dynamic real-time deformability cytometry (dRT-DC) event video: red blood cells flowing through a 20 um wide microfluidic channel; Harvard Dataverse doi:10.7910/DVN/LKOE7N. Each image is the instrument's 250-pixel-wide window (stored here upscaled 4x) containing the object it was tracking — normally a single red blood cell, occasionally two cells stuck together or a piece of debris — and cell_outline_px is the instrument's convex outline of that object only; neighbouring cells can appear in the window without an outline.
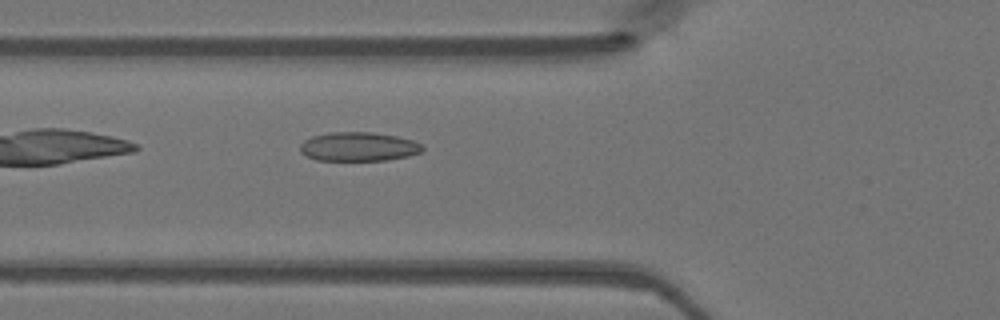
{"species": "Egyptian fruit bat (a non-hibernating species)", "species_latin": "Rousettus aegyptiacus", "temperature_condition": "warm", "stored_images_in_passage": 35, "camera_frame_rate_fps": 3000, "um_per_image_px": 0.085, "animal": {"sex": "female"}, "frame": {"image": 1, "passage_image": 4, "time_ms": 1.0, "image_size_px": [1000, 320], "cell_outline_px": [[424, 148], [420, 152], [408, 156], [388, 160], [316, 160], [300, 152], [300, 144], [304, 140], [312, 136], [332, 132], [372, 132], [396, 136], [412, 140], [420, 144]], "centroid_in_image_um": [30.46, 12.46], "position_along_channel_um": 95.3, "area_um2": 20.58}}
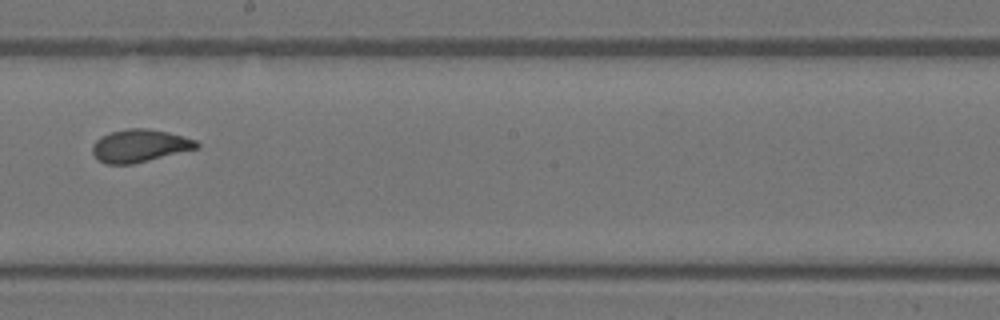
{"frame": {"image": 2, "passage_image": 14, "time_ms": 4.333, "image_size_px": [1000, 320], "cell_outline_px": [[200, 148], [132, 164], [104, 164], [92, 152], [92, 144], [100, 136], [112, 132], [128, 128], [148, 128], [168, 132], [184, 136], [196, 140], [200, 144]], "centroid_in_image_um": [11.9, 12.38], "position_along_channel_um": 236.3, "area_um2": 19.94}}
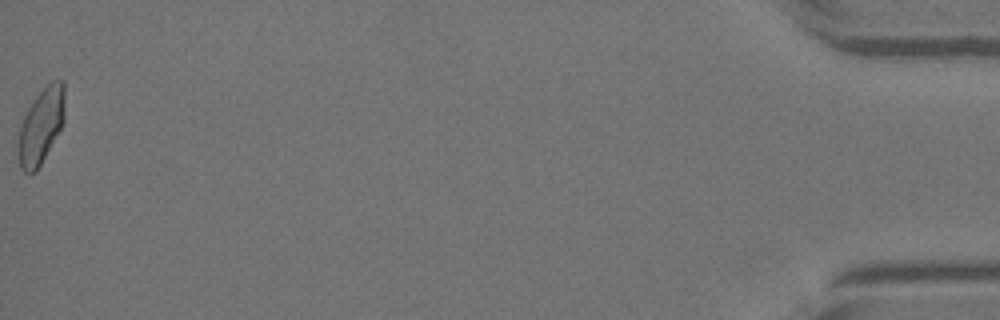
{"frame": {"image": 3, "passage_image": 35, "time_ms": 11.333, "image_size_px": [1000, 320], "cell_outline_px": [[64, 120], [60, 128], [36, 172], [24, 172], [20, 168], [16, 148], [16, 144], [20, 128], [24, 116], [28, 108], [36, 96], [52, 80], [64, 80]], "centroid_in_image_um": [3.46, 10.71], "position_along_channel_um": 431.7, "area_um2": 20.29}}